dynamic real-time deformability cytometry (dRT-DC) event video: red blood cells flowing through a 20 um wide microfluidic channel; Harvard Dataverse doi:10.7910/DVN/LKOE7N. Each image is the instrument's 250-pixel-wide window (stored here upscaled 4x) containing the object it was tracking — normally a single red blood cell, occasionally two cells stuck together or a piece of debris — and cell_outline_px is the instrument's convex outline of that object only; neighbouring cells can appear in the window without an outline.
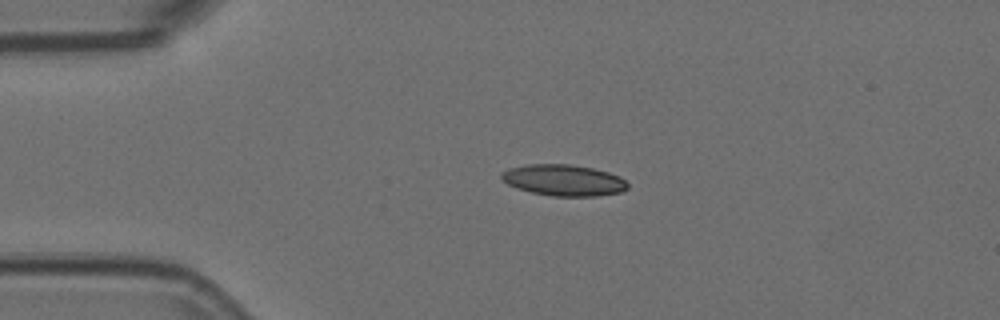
{"species": "Egyptian fruit bat (a non-hibernating species)", "species_latin": "Rousettus aegyptiacus", "temperature_condition": "room temperature", "stored_images_in_passage": 3, "camera_frame_rate_fps": 3000, "um_per_image_px": 0.085, "animal": {"sex": "female"}, "frame": {"image": 1, "passage_image": 2, "time_ms": 0.333, "image_size_px": [1000, 320], "cell_outline_px": [[628, 188], [620, 192], [596, 196], [552, 196], [532, 192], [516, 188], [508, 184], [500, 176], [500, 172], [508, 168], [528, 164], [568, 164], [592, 168], [608, 172], [620, 176], [628, 184]], "centroid_in_image_um": [47.89, 15.31], "position_along_channel_um": 37.1, "area_um2": 22.95}}